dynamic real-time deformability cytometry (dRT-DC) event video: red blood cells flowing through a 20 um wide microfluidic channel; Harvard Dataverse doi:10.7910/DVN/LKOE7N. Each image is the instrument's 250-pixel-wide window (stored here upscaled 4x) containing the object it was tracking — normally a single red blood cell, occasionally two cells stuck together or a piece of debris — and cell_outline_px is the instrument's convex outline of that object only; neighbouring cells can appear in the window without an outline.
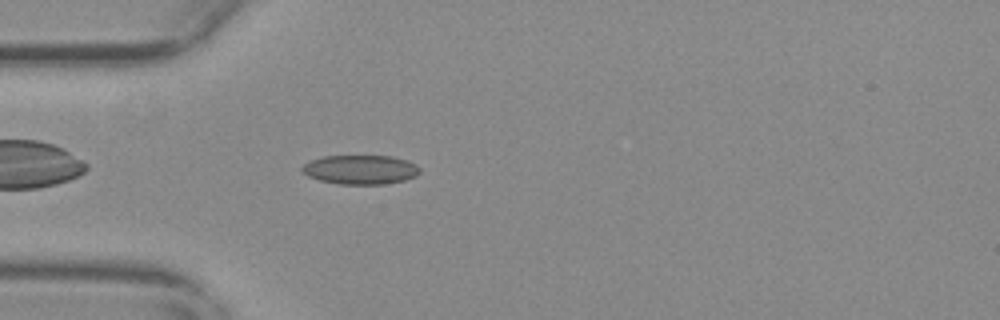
{"species": "common noctule bat (a hibernating species)", "species_latin": "Nyctalus noctula", "temperature_condition": "warm", "stored_images_in_passage": 41, "camera_frame_rate_fps": 3000, "um_per_image_px": 0.085, "animal": {"sex": "female", "body_mass_g": 29.2, "forearm_length_mm": 56.3}, "frame": {"image": 1, "passage_image": 1, "time_ms": 0.0, "image_size_px": [1000, 320], "cell_outline_px": [[420, 172], [416, 176], [404, 180], [384, 184], [340, 184], [320, 180], [308, 176], [300, 168], [304, 164], [312, 160], [324, 156], [392, 156], [408, 160], [416, 164], [420, 168]], "centroid_in_image_um": [30.67, 14.41], "position_along_channel_um": 54.3, "area_um2": 20.0}}
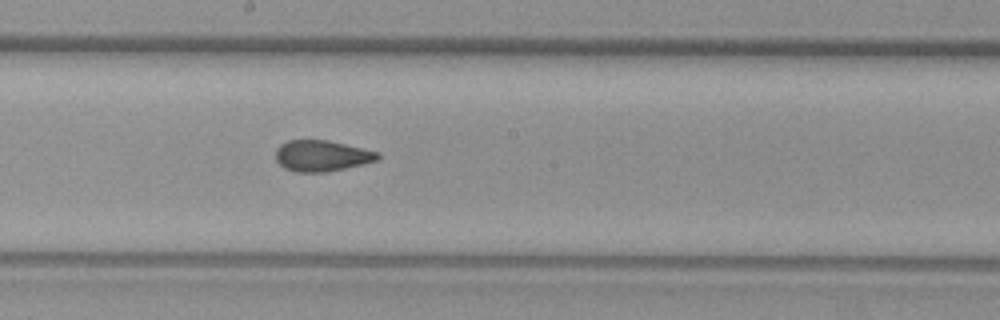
{"frame": {"image": 2, "passage_image": 15, "time_ms": 4.667, "image_size_px": [1000, 320], "cell_outline_px": [[380, 156], [376, 160], [364, 164], [328, 172], [296, 172], [284, 168], [276, 160], [276, 148], [280, 144], [288, 140], [328, 140], [380, 152]], "centroid_in_image_um": [27.35, 13.24], "position_along_channel_um": 220.9, "area_um2": 18.55}}
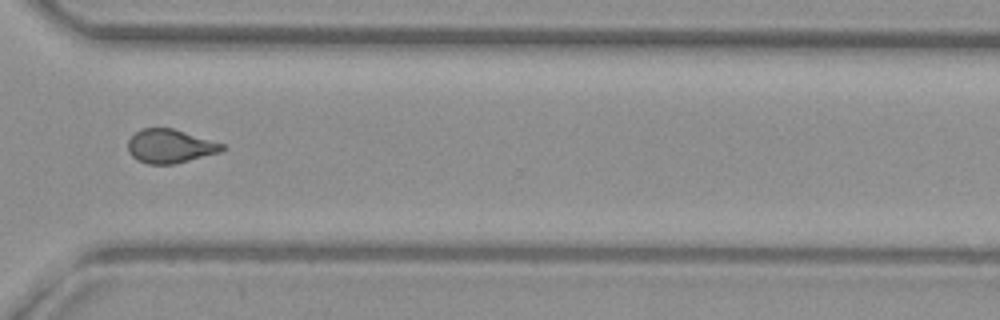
{"frame": {"image": 3, "passage_image": 26, "time_ms": 8.333, "image_size_px": [1000, 320], "cell_outline_px": [[224, 148], [220, 152], [176, 164], [148, 164], [132, 156], [128, 152], [128, 140], [136, 132], [144, 128], [172, 128], [224, 144]], "centroid_in_image_um": [14.45, 12.43], "position_along_channel_um": 356.2, "area_um2": 18.32}, "authors_computed_cell_mechanics": {"area_um2": 18.9006, "velocity_mm_per_s": 3.6899, "shape_relaxation_time_tau1_ms": null, "shape_relaxation_time_tau2_ms": 1.2172, "deformation_change_tau1": null, "deformation_change_tau2": 0.0812}}